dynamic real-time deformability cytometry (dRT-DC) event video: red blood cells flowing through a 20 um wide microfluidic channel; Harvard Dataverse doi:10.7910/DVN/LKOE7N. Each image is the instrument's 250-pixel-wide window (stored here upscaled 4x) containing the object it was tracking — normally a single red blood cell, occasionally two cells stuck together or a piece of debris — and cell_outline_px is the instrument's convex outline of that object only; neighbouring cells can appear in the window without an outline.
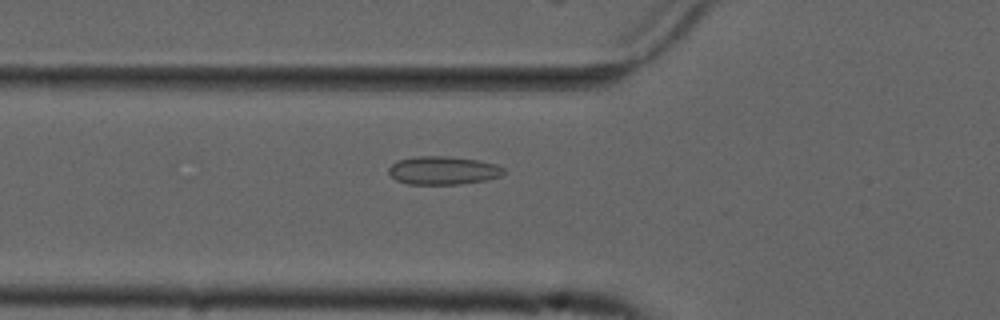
{"species": "common noctule bat (a hibernating species)", "species_latin": "Nyctalus noctula", "temperature_condition": "cold", "stored_images_in_passage": 29, "camera_frame_rate_fps": 3000, "um_per_image_px": 0.085, "animal": {"sex": "male", "forearm_length_mm": 52.5}, "frame": {"image": 1, "passage_image": 5, "time_ms": 1.333, "image_size_px": [1000, 320], "cell_outline_px": [[504, 172], [500, 176], [488, 180], [460, 184], [408, 184], [396, 180], [388, 172], [388, 168], [396, 160], [416, 156], [448, 156], [480, 160], [496, 164], [504, 168]], "centroid_in_image_um": [37.66, 14.48], "position_along_channel_um": 88.1, "area_um2": 19.13}}
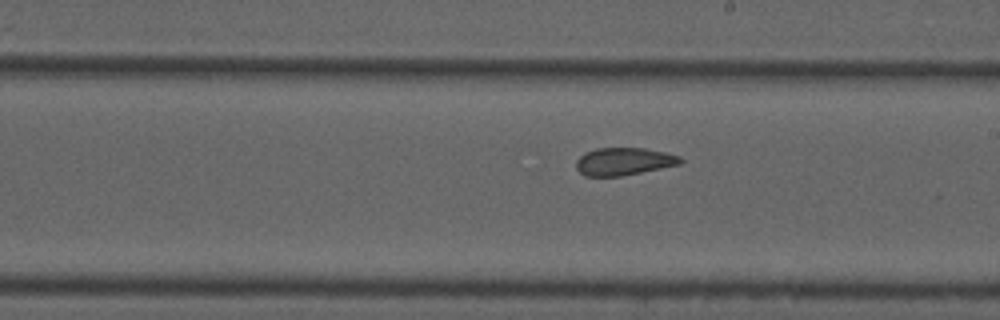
{"frame": {"image": 2, "passage_image": 17, "time_ms": 5.333, "image_size_px": [1000, 320], "cell_outline_px": [[684, 160], [680, 164], [620, 176], [584, 176], [576, 168], [576, 160], [584, 152], [596, 148], [644, 148], [664, 152], [680, 156]], "centroid_in_image_um": [52.99, 13.71], "position_along_channel_um": 236.0, "area_um2": 16.7}}
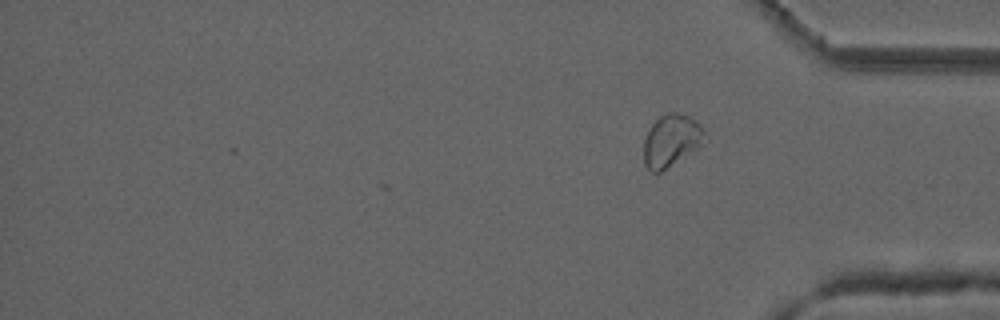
{"frame": {"image": 3, "passage_image": 29, "time_ms": 9.333, "image_size_px": [1000, 320], "cell_outline_px": [[708, 140], [704, 144], [660, 172], [652, 172], [644, 164], [644, 140], [652, 124], [660, 116], [668, 112], [676, 112], [688, 116], [696, 120], [700, 124]], "centroid_in_image_um": [57.09, 11.93], "position_along_channel_um": 378.1, "area_um2": 18.5}, "authors_computed_cell_mechanics": {"area_um2": 17.4556, "velocity_mm_per_s": 3.6912, "shape_relaxation_time_tau1_ms": null, "shape_relaxation_time_tau2_ms": 1.3429, "deformation_change_tau1": null, "deformation_change_tau2": 0.0687}}